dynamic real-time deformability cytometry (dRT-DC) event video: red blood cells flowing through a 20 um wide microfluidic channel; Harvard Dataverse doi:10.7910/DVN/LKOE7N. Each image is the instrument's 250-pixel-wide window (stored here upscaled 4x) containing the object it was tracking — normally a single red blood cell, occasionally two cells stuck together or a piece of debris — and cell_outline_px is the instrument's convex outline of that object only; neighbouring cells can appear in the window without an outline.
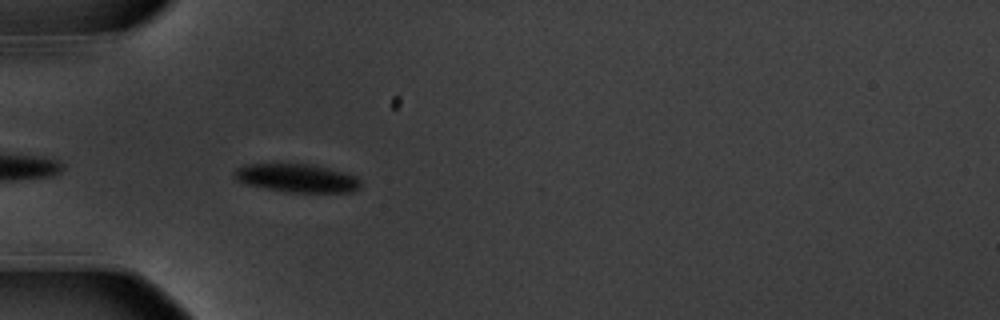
{"species": "common noctule bat (a hibernating species)", "species_latin": "Nyctalus noctula", "temperature_condition": "warm", "stored_images_in_passage": 13, "camera_frame_rate_fps": 3000, "um_per_image_px": 0.085, "animal": {"sex": "male", "body_mass_g": 20.1, "forearm_length_mm": 53.5}, "frame": {"image": 1, "passage_image": 3, "time_ms": 0.667, "image_size_px": [1000, 320], "cell_outline_px": [[360, 188], [352, 192], [284, 192], [244, 184], [232, 172], [236, 168], [244, 164], [312, 164], [344, 172], [356, 176], [360, 180]], "centroid_in_image_um": [25.24, 15.14], "position_along_channel_um": 59.8, "area_um2": 20.92}}